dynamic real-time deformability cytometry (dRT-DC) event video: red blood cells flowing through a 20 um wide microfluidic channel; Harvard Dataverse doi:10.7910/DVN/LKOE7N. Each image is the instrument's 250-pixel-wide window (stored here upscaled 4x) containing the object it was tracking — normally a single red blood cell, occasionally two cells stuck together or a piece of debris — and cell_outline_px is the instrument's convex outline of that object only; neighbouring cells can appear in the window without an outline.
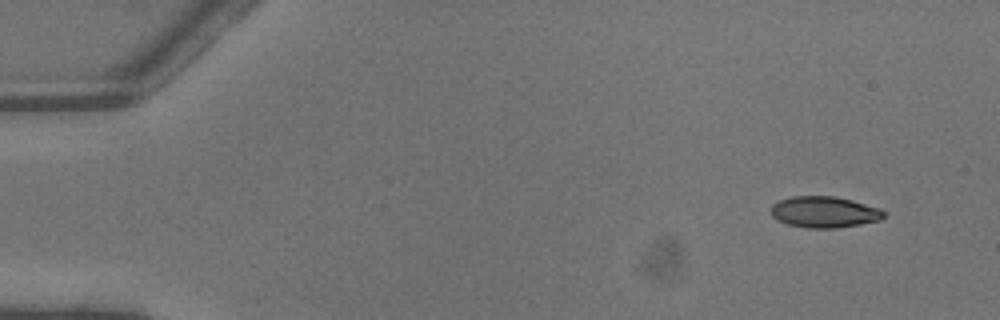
{"species": "common noctule bat (a hibernating species)", "species_latin": "Nyctalus noctula", "temperature_condition": "warm", "stored_images_in_passage": 3, "camera_frame_rate_fps": 3000, "um_per_image_px": 0.085, "animal": {"sex": "male", "body_mass_g": 13.3}, "frame": {"image": 1, "passage_image": 1, "time_ms": 0.0, "image_size_px": [1000, 320], "cell_outline_px": [[888, 216], [880, 220], [860, 224], [836, 228], [808, 228], [788, 224], [776, 220], [772, 216], [772, 204], [780, 200], [792, 196], [836, 196], [852, 200], [880, 208], [888, 212]], "centroid_in_image_um": [70.12, 18.02], "position_along_channel_um": 14.9, "area_um2": 20.75}}
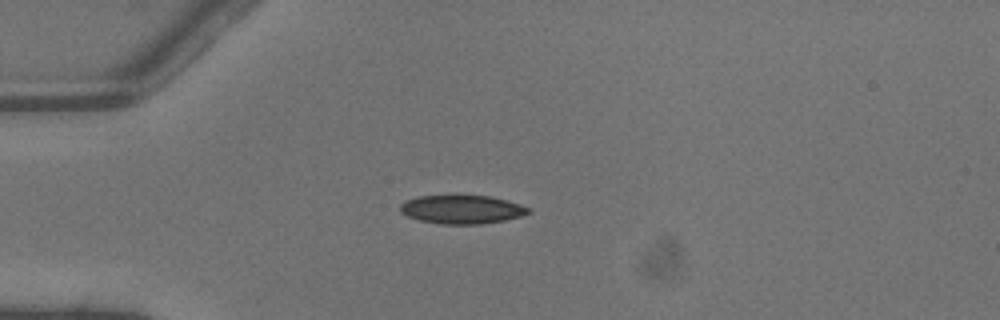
{"frame": {"image": 2, "passage_image": 3, "time_ms": 0.667, "image_size_px": [1000, 320], "cell_outline_px": [[532, 212], [520, 216], [504, 220], [480, 224], [440, 224], [420, 220], [408, 216], [400, 212], [400, 204], [408, 200], [420, 196], [456, 192], [492, 196], [520, 204], [528, 208]], "centroid_in_image_um": [39.24, 17.75], "position_along_channel_um": 45.8, "area_um2": 22.14}}